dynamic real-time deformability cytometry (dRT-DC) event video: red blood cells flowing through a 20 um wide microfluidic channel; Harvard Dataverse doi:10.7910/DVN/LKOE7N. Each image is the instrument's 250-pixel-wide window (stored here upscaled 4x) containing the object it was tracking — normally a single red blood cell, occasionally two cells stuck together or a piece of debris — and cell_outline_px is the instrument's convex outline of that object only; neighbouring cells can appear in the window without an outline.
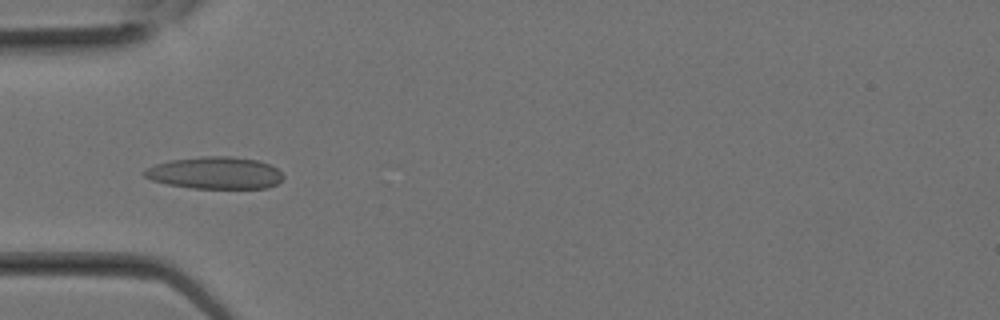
{"species": "Egyptian fruit bat (a non-hibernating species)", "species_latin": "Rousettus aegyptiacus", "temperature_condition": "room temperature", "stored_images_in_passage": 9, "camera_frame_rate_fps": 3000, "um_per_image_px": 0.085, "animal": {"sex": "female"}, "frame": {"image": 1, "passage_image": 6, "time_ms": 1.667, "image_size_px": [1000, 320], "cell_outline_px": [[284, 176], [276, 184], [268, 188], [192, 188], [168, 184], [152, 180], [144, 176], [140, 172], [144, 168], [168, 160], [204, 156], [228, 156], [256, 160], [268, 164], [276, 168]], "centroid_in_image_um": [18.23, 14.69], "position_along_channel_um": 66.8, "area_um2": 25.95}}
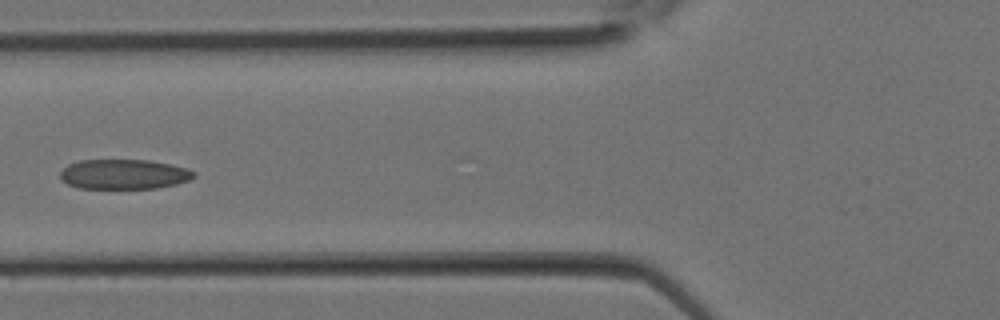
{"frame": {"image": 2, "passage_image": 8, "time_ms": 2.333, "image_size_px": [1000, 320], "cell_outline_px": [[196, 176], [188, 180], [176, 184], [156, 188], [80, 188], [68, 184], [60, 180], [60, 172], [68, 164], [80, 160], [148, 160], [188, 168], [196, 172]], "centroid_in_image_um": [10.53, 14.81], "position_along_channel_um": 115.3, "area_um2": 23.24}}